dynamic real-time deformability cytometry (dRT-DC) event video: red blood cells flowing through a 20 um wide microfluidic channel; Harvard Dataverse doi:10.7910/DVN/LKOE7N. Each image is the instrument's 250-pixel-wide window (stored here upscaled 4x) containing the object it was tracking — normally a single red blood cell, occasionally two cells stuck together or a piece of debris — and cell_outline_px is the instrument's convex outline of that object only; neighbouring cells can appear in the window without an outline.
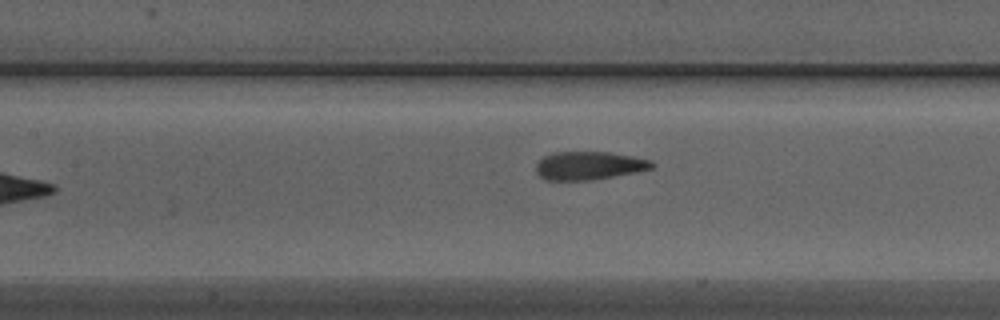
{"species": "Egyptian fruit bat (a non-hibernating species)", "species_latin": "Rousettus aegyptiacus", "temperature_condition": "warm", "stored_images_in_passage": 7, "camera_frame_rate_fps": 3000, "um_per_image_px": 0.085, "animal": {"sex": "male"}, "frame": {"image": 1, "passage_image": 7, "time_ms": 2.0, "image_size_px": [1000, 320], "cell_outline_px": [[656, 164], [652, 168], [636, 172], [592, 180], [544, 180], [536, 172], [536, 164], [544, 156], [552, 152], [608, 152], [632, 156], [652, 160]], "centroid_in_image_um": [50.06, 14.08], "position_along_channel_um": 157.3, "area_um2": 19.13}}